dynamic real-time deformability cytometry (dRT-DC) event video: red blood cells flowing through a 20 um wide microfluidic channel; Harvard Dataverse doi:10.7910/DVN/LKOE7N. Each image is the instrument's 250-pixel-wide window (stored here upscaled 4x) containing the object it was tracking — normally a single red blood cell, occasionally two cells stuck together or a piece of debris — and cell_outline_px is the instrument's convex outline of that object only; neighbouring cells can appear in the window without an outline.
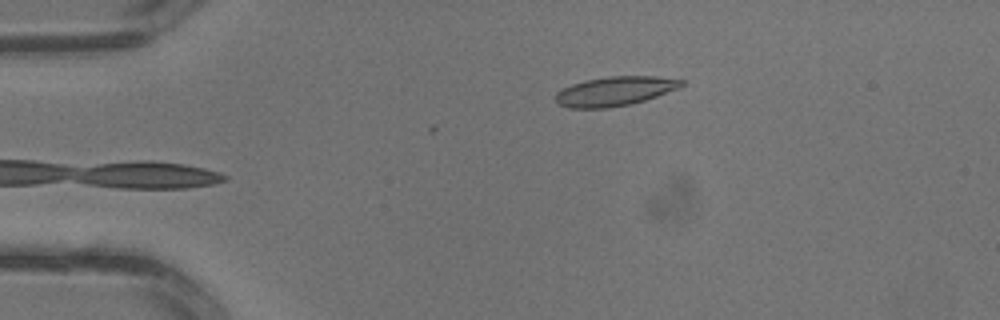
{"species": "common noctule bat (a hibernating species)", "species_latin": "Nyctalus noctula", "temperature_condition": "warm", "stored_images_in_passage": 2, "camera_frame_rate_fps": 3000, "um_per_image_px": 0.085, "animal": {"sex": "male", "body_mass_g": 13.3}, "frame": {"image": 1, "passage_image": 1, "time_ms": 0.0, "image_size_px": [1000, 320], "cell_outline_px": [[684, 84], [680, 88], [632, 104], [608, 108], [568, 108], [560, 104], [556, 100], [556, 92], [572, 84], [584, 80], [608, 76], [656, 76], [684, 80]], "centroid_in_image_um": [52.28, 7.75], "position_along_channel_um": 32.7, "area_um2": 21.5}}
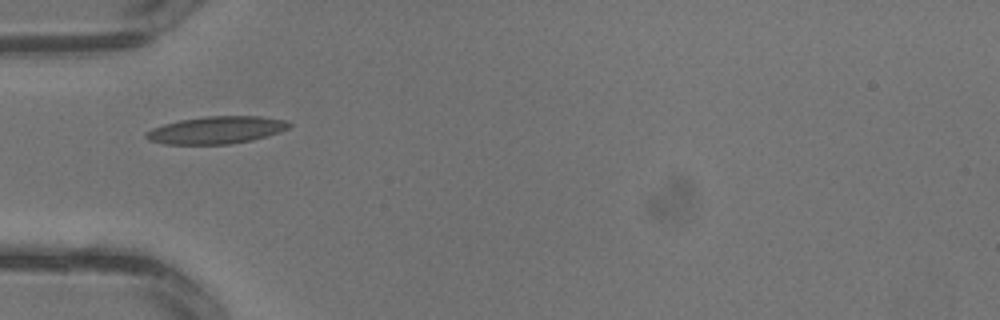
{"frame": {"image": 2, "passage_image": 2, "time_ms": 0.333, "image_size_px": [1000, 320], "cell_outline_px": [[292, 124], [288, 128], [280, 132], [252, 140], [228, 144], [164, 144], [148, 140], [144, 136], [144, 132], [152, 128], [164, 124], [180, 120], [208, 116], [260, 116], [288, 120]], "centroid_in_image_um": [18.39, 11.05], "position_along_channel_um": 66.6, "area_um2": 22.89}}